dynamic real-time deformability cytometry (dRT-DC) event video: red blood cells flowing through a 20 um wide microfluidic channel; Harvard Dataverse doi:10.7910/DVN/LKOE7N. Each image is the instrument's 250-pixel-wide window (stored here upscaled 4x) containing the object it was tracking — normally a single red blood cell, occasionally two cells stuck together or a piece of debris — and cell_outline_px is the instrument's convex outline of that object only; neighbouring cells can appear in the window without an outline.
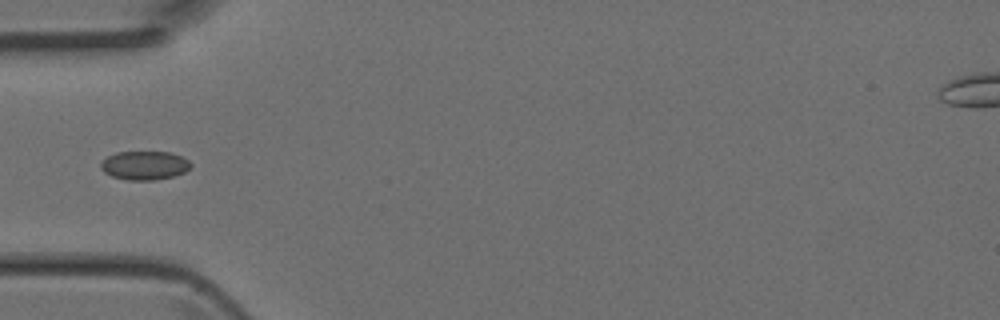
{"species": "Egyptian fruit bat (a non-hibernating species)", "species_latin": "Rousettus aegyptiacus", "temperature_condition": "room temperature", "stored_images_in_passage": 3, "camera_frame_rate_fps": 3000, "um_per_image_px": 0.085, "animal": {"sex": "female"}, "frame": {"image": 1, "passage_image": 3, "time_ms": 0.667, "image_size_px": [1000, 320], "cell_outline_px": [[192, 168], [184, 172], [172, 176], [152, 180], [128, 180], [112, 176], [104, 172], [100, 168], [100, 164], [108, 156], [116, 152], [168, 152], [180, 156], [188, 160], [192, 164]], "centroid_in_image_um": [12.29, 14.06], "position_along_channel_um": 72.7, "area_um2": 14.97}}